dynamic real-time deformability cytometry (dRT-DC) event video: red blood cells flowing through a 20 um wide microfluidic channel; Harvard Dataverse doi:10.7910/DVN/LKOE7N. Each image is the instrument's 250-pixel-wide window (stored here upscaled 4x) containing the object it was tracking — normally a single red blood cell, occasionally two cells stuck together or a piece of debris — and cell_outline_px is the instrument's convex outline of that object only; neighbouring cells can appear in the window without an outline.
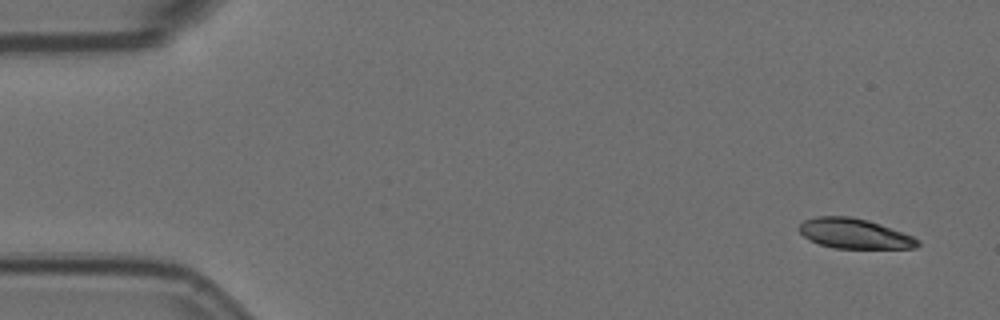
{"species": "Egyptian fruit bat (a non-hibernating species)", "species_latin": "Rousettus aegyptiacus", "temperature_condition": "room temperature", "stored_images_in_passage": 4, "camera_frame_rate_fps": 3000, "um_per_image_px": 0.085, "animal": {"sex": "female"}, "frame": {"image": 1, "passage_image": 1, "time_ms": 0.0, "image_size_px": [1000, 320], "cell_outline_px": [[920, 244], [916, 248], [836, 248], [820, 244], [808, 240], [796, 228], [804, 220], [816, 216], [852, 216], [868, 220], [880, 224], [912, 236], [920, 240]], "centroid_in_image_um": [72.59, 19.85], "position_along_channel_um": 12.4, "area_um2": 20.75}}
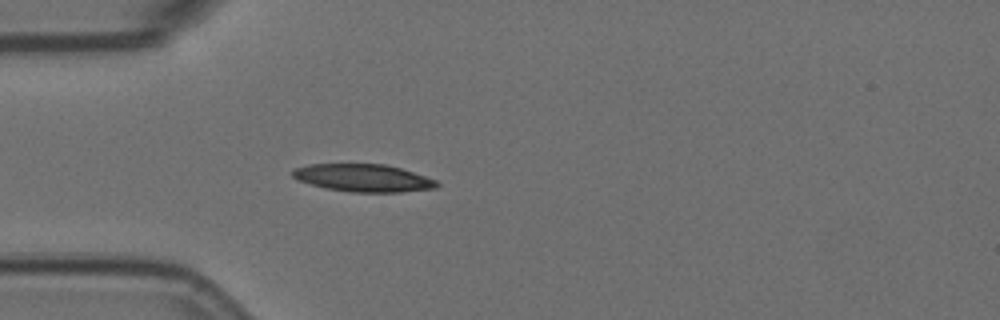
{"frame": {"image": 2, "passage_image": 4, "time_ms": 1.0, "image_size_px": [1000, 320], "cell_outline_px": [[440, 184], [436, 188], [400, 192], [352, 192], [324, 188], [296, 180], [292, 176], [292, 168], [308, 164], [384, 164], [400, 168], [436, 180]], "centroid_in_image_um": [30.82, 15.12], "position_along_channel_um": 54.2, "area_um2": 23.24}}